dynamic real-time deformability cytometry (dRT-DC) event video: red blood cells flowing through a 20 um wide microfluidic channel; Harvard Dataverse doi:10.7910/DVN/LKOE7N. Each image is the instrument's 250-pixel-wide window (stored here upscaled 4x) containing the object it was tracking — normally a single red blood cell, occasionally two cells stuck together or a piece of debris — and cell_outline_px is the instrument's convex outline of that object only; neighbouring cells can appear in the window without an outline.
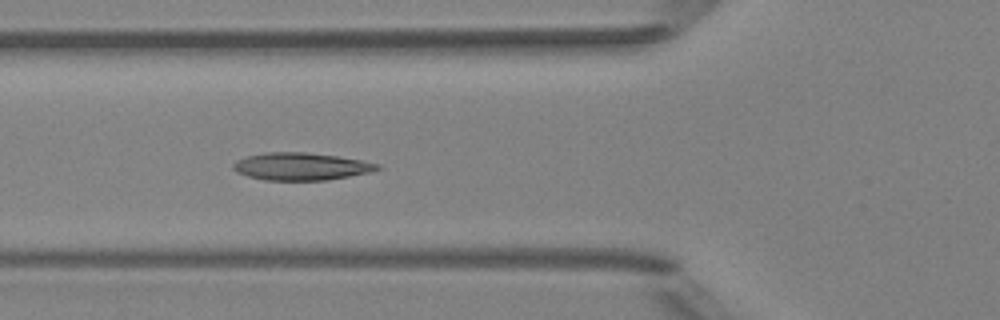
{"species": "Egyptian fruit bat (a non-hibernating species)", "species_latin": "Rousettus aegyptiacus", "temperature_condition": "room temperature", "stored_images_in_passage": 5, "camera_frame_rate_fps": 3000, "um_per_image_px": 0.085, "animal": {"sex": "female"}, "frame": {"image": 1, "passage_image": 5, "time_ms": 5.333, "image_size_px": [1000, 320], "cell_outline_px": [[380, 168], [368, 172], [328, 180], [264, 180], [248, 176], [236, 172], [232, 168], [232, 164], [236, 160], [248, 156], [264, 152], [304, 152], [336, 156], [360, 160], [380, 164]], "centroid_in_image_um": [25.53, 14.14], "position_along_channel_um": 100.3, "area_um2": 22.89}}